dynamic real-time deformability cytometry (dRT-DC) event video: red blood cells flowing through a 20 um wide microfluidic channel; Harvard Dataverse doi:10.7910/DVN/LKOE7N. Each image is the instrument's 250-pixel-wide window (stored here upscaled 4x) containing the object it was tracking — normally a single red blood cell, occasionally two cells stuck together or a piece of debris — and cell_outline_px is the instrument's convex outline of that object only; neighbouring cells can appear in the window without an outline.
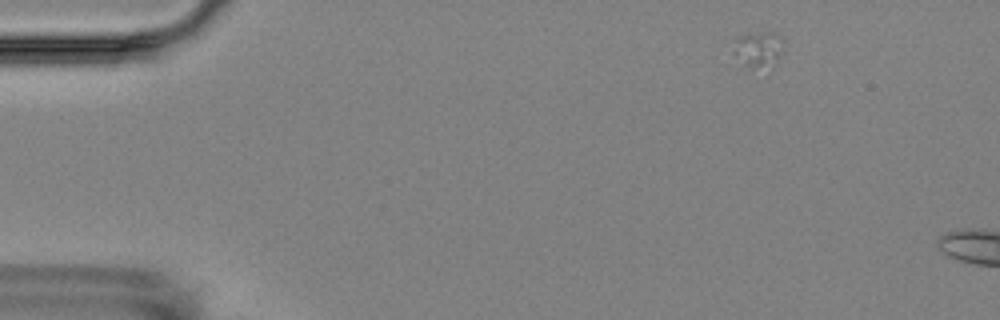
{"species": "Egyptian fruit bat (a non-hibernating species)", "species_latin": "Rousettus aegyptiacus", "temperature_condition": "room temperature", "stored_images_in_passage": 4, "camera_frame_rate_fps": 3000, "um_per_image_px": 0.085, "animal": {"sex": "female"}, "frame": {"image": 1, "passage_image": 1, "time_ms": 0.0, "image_size_px": [1000, 320], "cell_outline_px": [[784, 40], [776, 64], [772, 68], [752, 68], [744, 64], [732, 52], [736, 36], [760, 32], [772, 32]], "centroid_in_image_um": [64.46, 4.2], "position_along_channel_um": 20.5, "area_um2": 10.52}}